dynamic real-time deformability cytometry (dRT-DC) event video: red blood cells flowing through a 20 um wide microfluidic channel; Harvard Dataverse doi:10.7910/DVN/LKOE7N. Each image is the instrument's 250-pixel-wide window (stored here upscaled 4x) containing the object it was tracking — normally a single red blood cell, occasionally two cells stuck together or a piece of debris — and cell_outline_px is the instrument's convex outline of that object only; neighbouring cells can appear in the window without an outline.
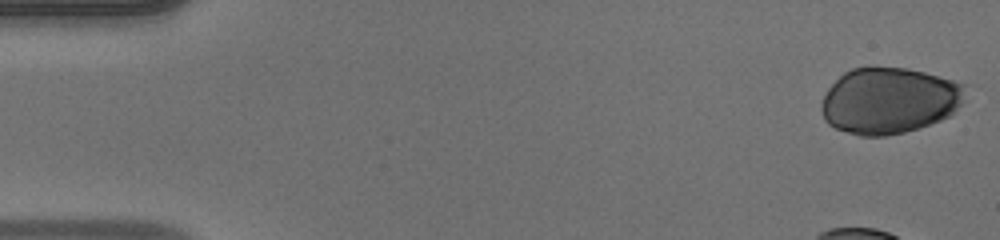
{"species": "human", "species_latin": "Homo sapiens", "temperature_condition": "warm", "stored_images_in_passage": 40, "camera_frame_rate_fps": 3000, "um_per_image_px": 0.085, "donor": {"sex": "male"}, "frame": {"image": 1, "passage_image": 1, "time_ms": 0.0, "image_size_px": [1000, 240], "cell_outline_px": [[964, 84], [960, 104], [948, 116], [940, 120], [904, 132], [884, 136], [860, 136], [836, 128], [828, 124], [824, 120], [820, 108], [824, 96], [828, 88], [844, 72], [852, 68], [904, 68], [924, 72], [952, 80]], "centroid_in_image_um": [75.52, 8.56], "position_along_channel_um": 9.5, "area_um2": 54.74}}